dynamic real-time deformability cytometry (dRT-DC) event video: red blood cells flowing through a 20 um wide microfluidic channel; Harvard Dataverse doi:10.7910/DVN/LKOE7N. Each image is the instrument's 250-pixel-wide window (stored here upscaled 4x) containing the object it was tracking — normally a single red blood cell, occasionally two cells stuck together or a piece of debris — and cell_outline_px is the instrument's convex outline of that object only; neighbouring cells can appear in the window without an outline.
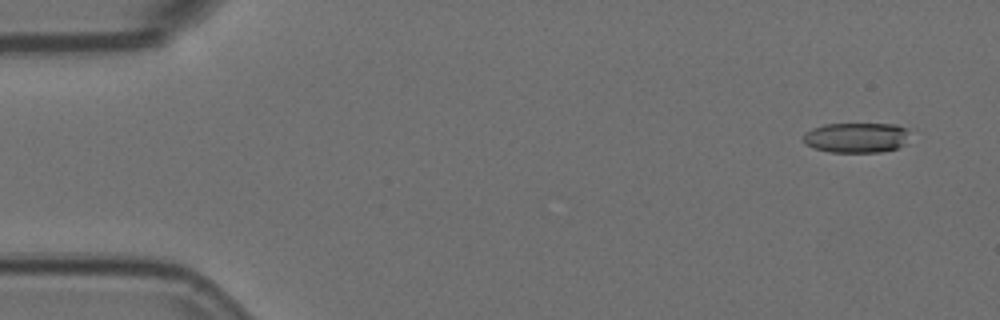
{"species": "Egyptian fruit bat (a non-hibernating species)", "species_latin": "Rousettus aegyptiacus", "temperature_condition": "room temperature", "stored_images_in_passage": 58, "camera_frame_rate_fps": 3000, "um_per_image_px": 0.085, "animal": {"sex": "female"}, "frame": {"image": 1, "passage_image": 4, "time_ms": 1.0, "image_size_px": [1000, 320], "cell_outline_px": [[904, 144], [896, 148], [880, 152], [828, 152], [812, 148], [804, 144], [804, 132], [812, 128], [824, 124], [896, 124], [904, 128]], "centroid_in_image_um": [72.67, 11.7], "position_along_channel_um": 12.3, "area_um2": 18.44}}
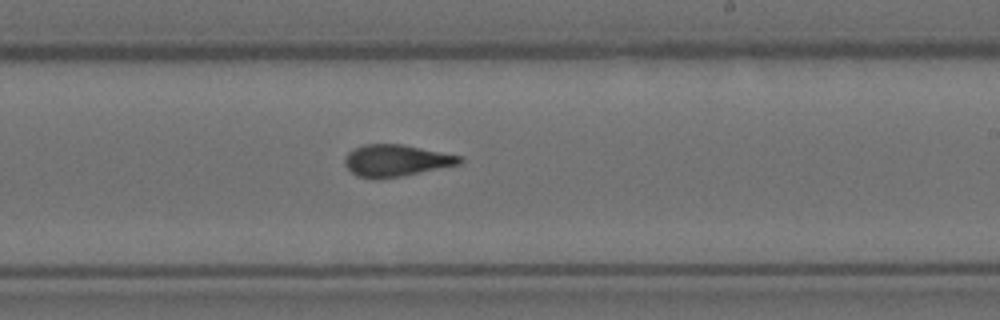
{"frame": {"image": 2, "passage_image": 34, "time_ms": 11.0, "image_size_px": [1000, 320], "cell_outline_px": [[464, 160], [460, 164], [404, 176], [356, 176], [344, 164], [344, 160], [348, 152], [364, 144], [400, 144], [460, 156]], "centroid_in_image_um": [33.69, 13.62], "position_along_channel_um": 255.3, "area_um2": 20.58}}
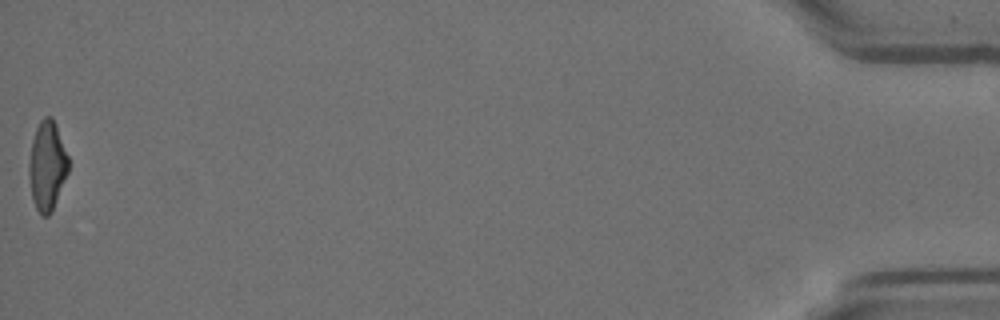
{"frame": {"image": 3, "passage_image": 57, "time_ms": 18.667, "image_size_px": [1000, 320], "cell_outline_px": [[68, 172], [52, 212], [48, 216], [40, 216], [36, 208], [32, 196], [28, 172], [28, 164], [32, 140], [36, 128], [40, 120], [44, 116], [52, 116], [56, 124], [68, 156]], "centroid_in_image_um": [4.0, 14.09], "position_along_channel_um": 431.2, "area_um2": 20.58}}